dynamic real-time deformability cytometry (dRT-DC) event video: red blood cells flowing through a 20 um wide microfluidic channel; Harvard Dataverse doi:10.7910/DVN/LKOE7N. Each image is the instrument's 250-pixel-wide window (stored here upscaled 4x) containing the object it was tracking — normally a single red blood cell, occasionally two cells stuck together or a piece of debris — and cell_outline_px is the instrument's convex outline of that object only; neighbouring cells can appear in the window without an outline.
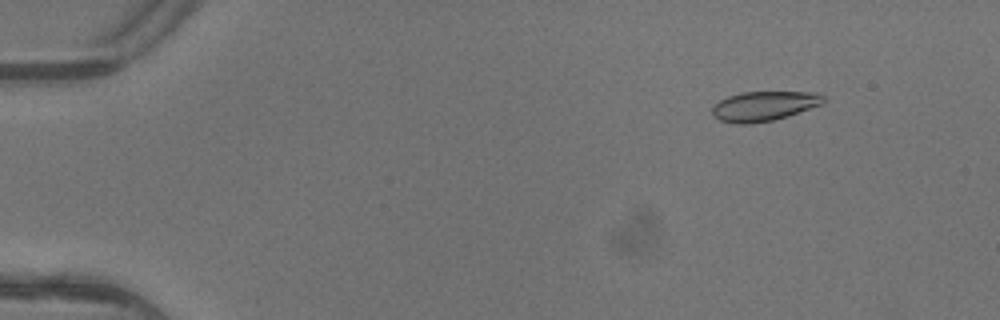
{"species": "common noctule bat (a hibernating species)", "species_latin": "Nyctalus noctula", "temperature_condition": "warm", "stored_images_in_passage": 4, "camera_frame_rate_fps": 3000, "um_per_image_px": 0.085, "animal": {"sex": "female"}, "frame": {"image": 1, "passage_image": 2, "time_ms": 0.333, "image_size_px": [1000, 320], "cell_outline_px": [[824, 100], [820, 104], [788, 116], [772, 120], [748, 124], [736, 124], [720, 120], [712, 116], [712, 108], [720, 100], [728, 96], [744, 92], [816, 92], [824, 96]], "centroid_in_image_um": [64.9, 9.02], "position_along_channel_um": 20.1, "area_um2": 19.02}}